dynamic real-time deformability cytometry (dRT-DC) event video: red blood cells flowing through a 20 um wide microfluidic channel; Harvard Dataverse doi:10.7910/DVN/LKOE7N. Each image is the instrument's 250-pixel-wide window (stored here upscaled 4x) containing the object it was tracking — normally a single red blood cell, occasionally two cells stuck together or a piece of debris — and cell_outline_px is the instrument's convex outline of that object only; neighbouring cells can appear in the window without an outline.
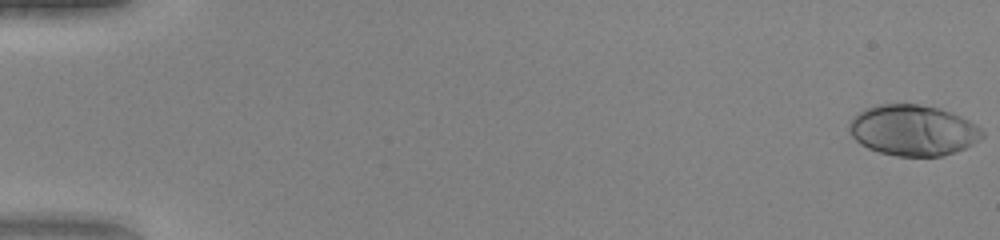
{"species": "human", "species_latin": "Homo sapiens", "temperature_condition": "warm", "stored_images_in_passage": 51, "camera_frame_rate_fps": 3000, "um_per_image_px": 0.085, "donor": {"sex": "female"}, "frame": {"image": 1, "passage_image": 1, "time_ms": 0.0, "image_size_px": [1000, 240], "cell_outline_px": [[984, 136], [972, 144], [956, 152], [944, 156], [896, 156], [880, 152], [868, 148], [860, 144], [848, 132], [848, 124], [864, 108], [876, 104], [916, 104], [940, 108], [952, 112], [976, 124], [984, 132]], "centroid_in_image_um": [77.6, 11.07], "position_along_channel_um": 7.4, "area_um2": 39.48}}
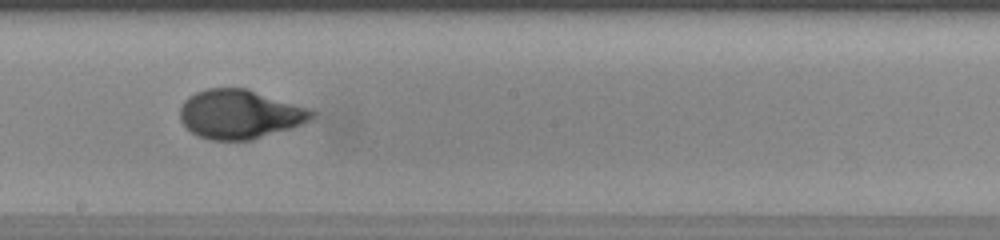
{"frame": {"image": 2, "passage_image": 30, "time_ms": 9.667, "image_size_px": [1000, 240], "cell_outline_px": [[316, 116], [312, 120], [252, 140], [212, 140], [196, 136], [180, 120], [180, 108], [184, 100], [188, 96], [196, 92], [208, 88], [248, 88], [312, 108], [316, 112]], "centroid_in_image_um": [20.41, 9.69], "position_along_channel_um": 227.8, "area_um2": 37.97}}
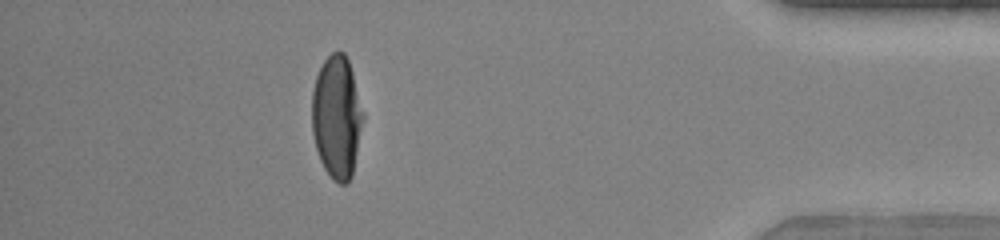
{"frame": {"image": 3, "passage_image": 46, "time_ms": 15.0, "image_size_px": [1000, 240], "cell_outline_px": [[364, 120], [352, 176], [348, 184], [340, 184], [332, 180], [324, 168], [320, 160], [316, 148], [312, 132], [312, 92], [316, 76], [324, 60], [332, 52], [344, 52], [348, 60], [352, 72], [364, 112]], "centroid_in_image_um": [28.63, 9.98], "position_along_channel_um": 406.6, "area_um2": 36.88}, "authors_computed_cell_mechanics": {"area_um2": 37.281, "velocity_mm_per_s": 4.1391, "shape_relaxation_time_tau1_ms": 5.9895, "shape_relaxation_time_tau2_ms": null, "deformation_change_tau1": 0.2958, "deformation_change_tau2": null}}